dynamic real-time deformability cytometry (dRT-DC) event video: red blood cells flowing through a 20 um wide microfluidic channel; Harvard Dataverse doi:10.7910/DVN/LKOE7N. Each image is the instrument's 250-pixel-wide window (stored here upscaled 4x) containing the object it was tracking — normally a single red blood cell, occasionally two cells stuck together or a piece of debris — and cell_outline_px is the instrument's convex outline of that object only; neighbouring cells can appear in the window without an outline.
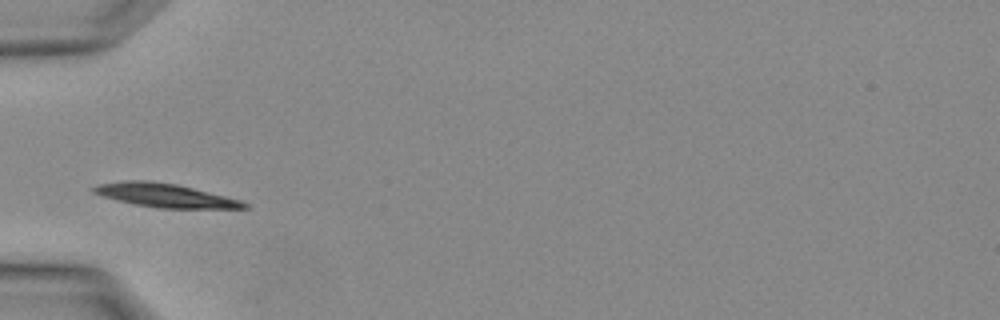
{"species": "Egyptian fruit bat (a non-hibernating species)", "species_latin": "Rousettus aegyptiacus", "temperature_condition": "warm", "stored_images_in_passage": 1, "camera_frame_rate_fps": 3000, "um_per_image_px": 0.085, "animal": {"sex": "female"}, "frame": {"image": 1, "passage_image": 1, "time_ms": 0.0, "image_size_px": [1000, 320], "cell_outline_px": [[248, 208], [160, 208], [136, 204], [104, 196], [92, 192], [88, 188], [96, 184], [124, 180], [148, 180], [176, 184], [240, 200], [248, 204]], "centroid_in_image_um": [13.96, 16.59], "position_along_channel_um": 71.0, "area_um2": 20.46}}